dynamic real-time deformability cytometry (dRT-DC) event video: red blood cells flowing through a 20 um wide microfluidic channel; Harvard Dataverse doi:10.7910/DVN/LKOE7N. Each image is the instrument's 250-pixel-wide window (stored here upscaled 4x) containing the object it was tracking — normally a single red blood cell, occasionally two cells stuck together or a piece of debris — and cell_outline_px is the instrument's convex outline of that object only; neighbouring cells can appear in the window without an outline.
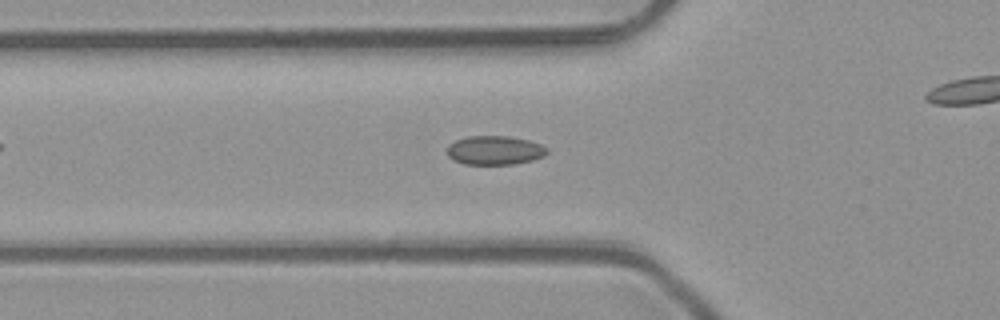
{"species": "common noctule bat (a hibernating species)", "species_latin": "Nyctalus noctula", "temperature_condition": "room temperature", "stored_images_in_passage": 52, "camera_frame_rate_fps": 3000, "um_per_image_px": 0.085, "animal": {"sex": "male", "body_mass_g": 23.1, "forearm_length_mm": 52.7}, "frame": {"image": 1, "passage_image": 18, "time_ms": 5.667, "image_size_px": [1000, 320], "cell_outline_px": [[548, 152], [544, 156], [532, 160], [512, 164], [464, 164], [452, 160], [448, 156], [448, 144], [456, 140], [468, 136], [508, 136], [528, 140], [540, 144], [548, 148]], "centroid_in_image_um": [42.04, 12.77], "position_along_channel_um": 83.8, "area_um2": 16.88}}
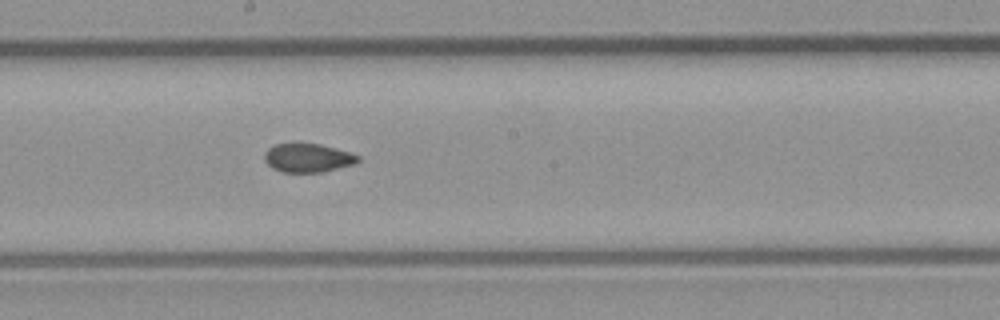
{"frame": {"image": 2, "passage_image": 28, "time_ms": 9.0, "image_size_px": [1000, 320], "cell_outline_px": [[360, 160], [356, 164], [324, 172], [280, 172], [272, 168], [264, 160], [264, 152], [268, 148], [276, 144], [300, 140], [320, 144], [348, 152], [360, 156]], "centroid_in_image_um": [26.14, 13.39], "position_along_channel_um": 222.1, "area_um2": 16.3}}
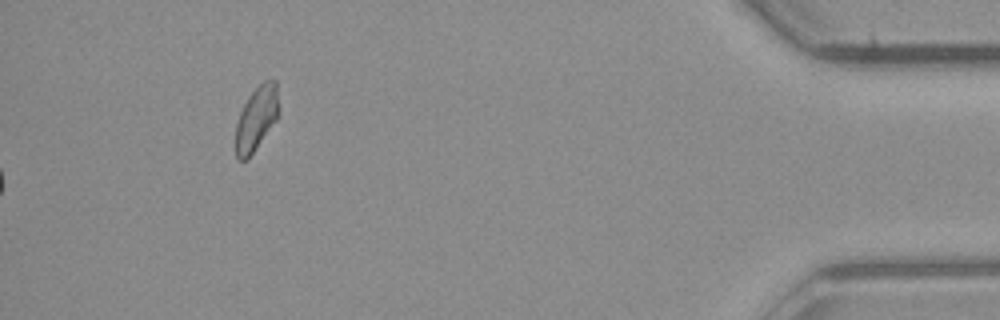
{"frame": {"image": 3, "passage_image": 52, "time_ms": 17.0, "image_size_px": [1000, 320], "cell_outline_px": [[276, 120], [248, 160], [236, 160], [236, 124], [240, 112], [248, 96], [264, 80], [276, 80]], "centroid_in_image_um": [21.74, 10.12], "position_along_channel_um": 413.5, "area_um2": 15.66}, "authors_computed_cell_mechanics": {"area_um2": 16.5886, "velocity_mm_per_s": 4.1141, "shape_relaxation_time_tau1_ms": null, "shape_relaxation_time_tau2_ms": 1.7011, "deformation_change_tau1": null, "deformation_change_tau2": 0.0433}}